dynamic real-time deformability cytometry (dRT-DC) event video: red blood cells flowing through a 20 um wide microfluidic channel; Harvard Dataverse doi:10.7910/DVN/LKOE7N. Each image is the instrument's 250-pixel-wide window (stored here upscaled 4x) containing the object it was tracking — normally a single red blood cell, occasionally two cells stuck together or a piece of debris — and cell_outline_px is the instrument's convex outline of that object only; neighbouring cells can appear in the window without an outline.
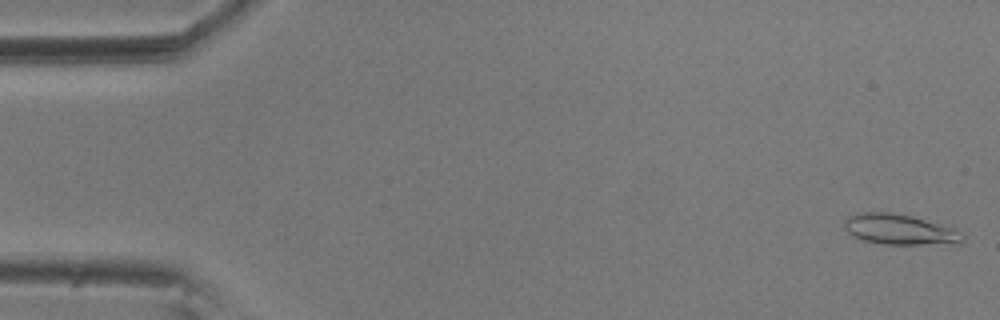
{"species": "common noctule bat (a hibernating species)", "species_latin": "Nyctalus noctula", "temperature_condition": "room temperature", "stored_images_in_passage": 51, "camera_frame_rate_fps": 3000, "um_per_image_px": 0.085, "animal": {"sex": "male", "body_mass_g": 20.5, "forearm_length_mm": 52.5}, "frame": {"image": 1, "passage_image": 1, "time_ms": 0.0, "image_size_px": [1000, 320], "cell_outline_px": [[964, 240], [920, 244], [880, 244], [864, 240], [852, 236], [844, 228], [844, 224], [848, 216], [860, 212], [892, 212], [912, 216], [952, 228], [960, 232], [964, 236]], "centroid_in_image_um": [76.34, 19.48], "position_along_channel_um": 8.7, "area_um2": 20.4}}
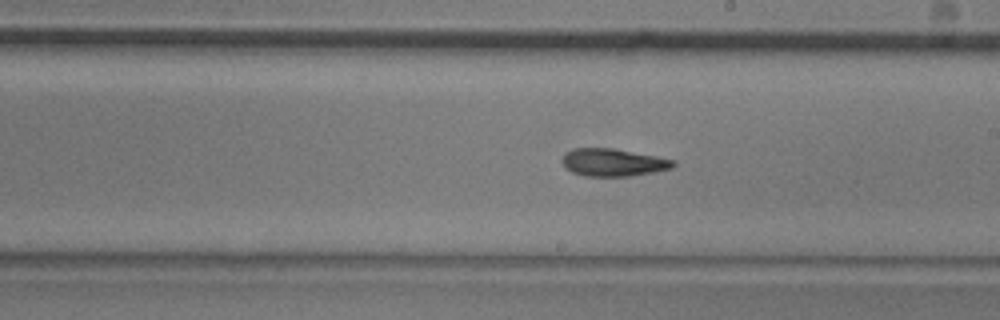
{"frame": {"image": 2, "passage_image": 31, "time_ms": 10.0, "image_size_px": [1000, 320], "cell_outline_px": [[676, 164], [672, 168], [652, 172], [628, 176], [584, 176], [572, 172], [560, 160], [564, 152], [572, 148], [616, 148], [676, 160]], "centroid_in_image_um": [52.1, 13.79], "position_along_channel_um": 236.9, "area_um2": 17.98}}
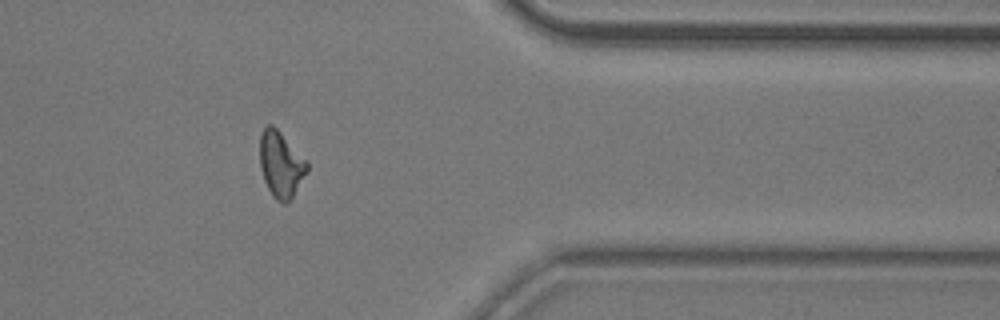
{"frame": {"image": 3, "passage_image": 45, "time_ms": 14.667, "image_size_px": [1000, 320], "cell_outline_px": [[308, 172], [292, 196], [284, 204], [276, 200], [272, 196], [264, 180], [260, 168], [260, 136], [264, 128], [268, 124], [272, 124], [308, 160]], "centroid_in_image_um": [23.88, 13.96], "position_along_channel_um": 387.5, "area_um2": 18.15}}